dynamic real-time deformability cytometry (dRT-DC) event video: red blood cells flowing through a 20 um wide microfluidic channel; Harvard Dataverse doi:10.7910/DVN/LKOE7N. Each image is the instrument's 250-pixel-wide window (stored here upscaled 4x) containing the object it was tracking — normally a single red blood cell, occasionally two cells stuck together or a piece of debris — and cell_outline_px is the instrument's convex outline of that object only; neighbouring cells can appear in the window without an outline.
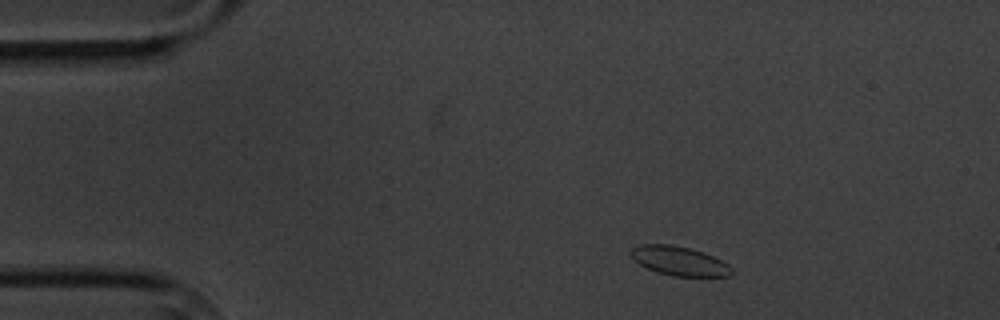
{"species": "common noctule bat (a hibernating species)", "species_latin": "Nyctalus noctula", "temperature_condition": "cold", "stored_images_in_passage": 3, "camera_frame_rate_fps": 3000, "um_per_image_px": 0.085, "animal": {"sex": "male", "body_mass_g": 20.1, "forearm_length_mm": 53.5}, "frame": {"image": 1, "passage_image": 1, "time_ms": 0.0, "image_size_px": [1000, 320], "cell_outline_px": [[732, 276], [672, 276], [656, 272], [632, 260], [628, 252], [632, 248], [640, 244], [668, 244], [688, 248], [704, 252], [728, 264], [732, 268]], "centroid_in_image_um": [57.69, 22.18], "position_along_channel_um": 27.3, "area_um2": 17.17}}